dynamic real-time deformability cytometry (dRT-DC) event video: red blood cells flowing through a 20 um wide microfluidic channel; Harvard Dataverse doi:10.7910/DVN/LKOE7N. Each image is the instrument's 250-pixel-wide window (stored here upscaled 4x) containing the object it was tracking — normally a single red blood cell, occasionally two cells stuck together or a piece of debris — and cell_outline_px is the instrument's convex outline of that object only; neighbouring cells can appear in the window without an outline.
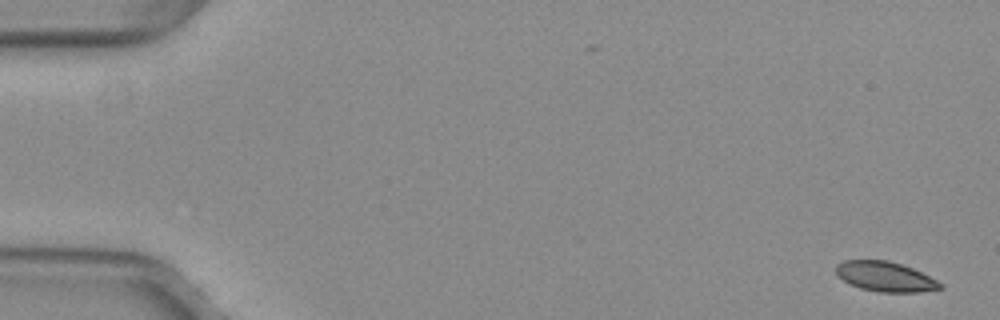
{"species": "common noctule bat (a hibernating species)", "species_latin": "Nyctalus noctula", "temperature_condition": "warm", "stored_images_in_passage": 52, "camera_frame_rate_fps": 3000, "um_per_image_px": 0.085, "animal": {"sex": "female", "body_mass_g": 29.2, "forearm_length_mm": 56.3}, "frame": {"image": 1, "passage_image": 1, "time_ms": 0.0, "image_size_px": [1000, 320], "cell_outline_px": [[944, 288], [920, 292], [880, 292], [860, 288], [836, 276], [836, 264], [844, 260], [888, 260], [912, 268], [944, 284]], "centroid_in_image_um": [75.24, 23.51], "position_along_channel_um": 9.8, "area_um2": 18.09}}
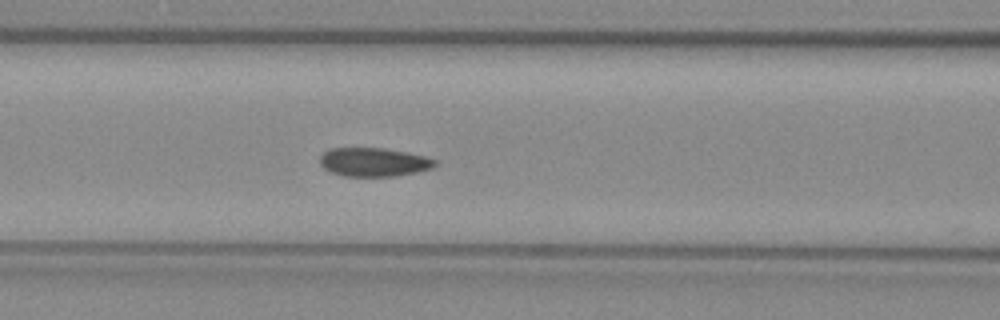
{"frame": {"image": 2, "passage_image": 22, "time_ms": 7.0, "image_size_px": [1000, 320], "cell_outline_px": [[436, 164], [432, 168], [416, 172], [396, 176], [344, 176], [332, 172], [324, 168], [320, 164], [320, 156], [324, 152], [332, 148], [384, 148], [408, 152], [424, 156], [436, 160]], "centroid_in_image_um": [31.77, 13.77], "position_along_channel_um": 134.8, "area_um2": 19.19}}
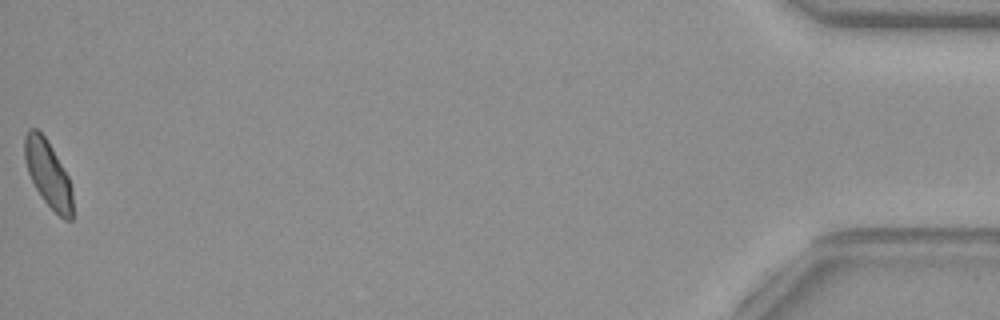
{"frame": {"image": 3, "passage_image": 52, "time_ms": 17.0, "image_size_px": [1000, 320], "cell_outline_px": [[72, 220], [64, 220], [44, 200], [36, 188], [28, 172], [24, 160], [24, 136], [28, 128], [36, 128], [44, 136], [52, 148], [68, 176], [72, 188]], "centroid_in_image_um": [4.07, 14.75], "position_along_channel_um": 431.1, "area_um2": 18.44}, "authors_computed_cell_mechanics": {"area_um2": 19.5942, "velocity_mm_per_s": 3.9802, "shape_relaxation_time_tau1_ms": 3.6099, "shape_relaxation_time_tau2_ms": 1.3412, "deformation_change_tau1": 0.0872, "deformation_change_tau2": 0.0305}}